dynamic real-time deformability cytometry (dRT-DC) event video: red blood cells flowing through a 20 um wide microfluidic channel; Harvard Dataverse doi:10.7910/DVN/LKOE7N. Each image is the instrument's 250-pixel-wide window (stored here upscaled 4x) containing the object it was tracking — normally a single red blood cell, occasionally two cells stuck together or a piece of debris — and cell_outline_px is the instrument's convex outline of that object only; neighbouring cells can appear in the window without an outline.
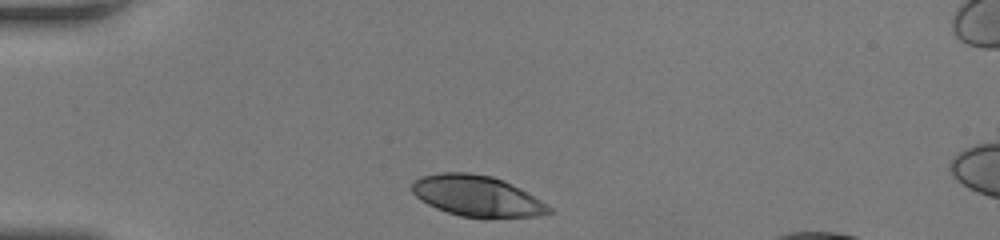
{"species": "human", "species_latin": "Homo sapiens", "temperature_condition": "room temperature", "stored_images_in_passage": 31, "camera_frame_rate_fps": 3000, "um_per_image_px": 0.085, "donor": {"sex": "female"}, "frame": {"image": 1, "passage_image": 1, "time_ms": 0.0, "image_size_px": [1000, 240], "cell_outline_px": [[552, 212], [540, 216], [484, 220], [460, 216], [436, 208], [420, 200], [412, 192], [412, 180], [424, 176], [440, 172], [468, 172], [492, 176], [520, 188], [528, 192], [552, 208]], "centroid_in_image_um": [40.57, 16.69], "position_along_channel_um": 44.4, "area_um2": 33.23}}
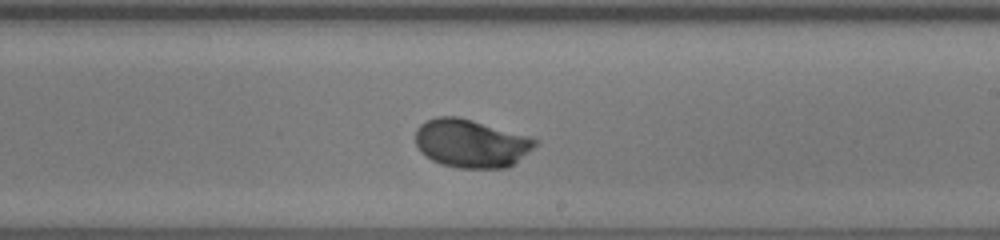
{"frame": {"image": 2, "passage_image": 19, "time_ms": 6.0, "image_size_px": [1000, 240], "cell_outline_px": [[540, 140], [532, 148], [508, 168], [456, 168], [440, 164], [424, 156], [420, 152], [416, 144], [416, 128], [420, 124], [436, 116], [456, 116], [472, 120]], "centroid_in_image_um": [39.98, 12.2], "position_along_channel_um": 249.0, "area_um2": 33.47}}
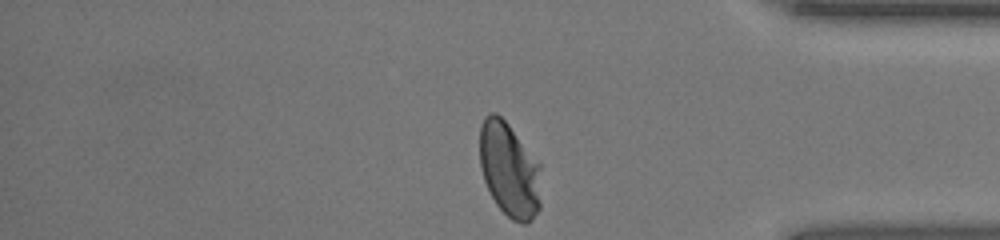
{"frame": {"image": 3, "passage_image": 31, "time_ms": 10.0, "image_size_px": [1000, 240], "cell_outline_px": [[540, 208], [532, 220], [528, 224], [520, 224], [512, 220], [496, 204], [484, 180], [480, 164], [480, 128], [484, 116], [492, 112], [496, 112], [508, 124], [540, 164]], "centroid_in_image_um": [43.3, 14.45], "position_along_channel_um": 391.9, "area_um2": 33.81}, "authors_computed_cell_mechanics": {"area_um2": 33.3506, "velocity_mm_per_s": 3.9842, "shape_relaxation_time_tau1_ms": 2.7534, "shape_relaxation_time_tau2_ms": null, "deformation_change_tau1": 0.1783, "deformation_change_tau2": null}}